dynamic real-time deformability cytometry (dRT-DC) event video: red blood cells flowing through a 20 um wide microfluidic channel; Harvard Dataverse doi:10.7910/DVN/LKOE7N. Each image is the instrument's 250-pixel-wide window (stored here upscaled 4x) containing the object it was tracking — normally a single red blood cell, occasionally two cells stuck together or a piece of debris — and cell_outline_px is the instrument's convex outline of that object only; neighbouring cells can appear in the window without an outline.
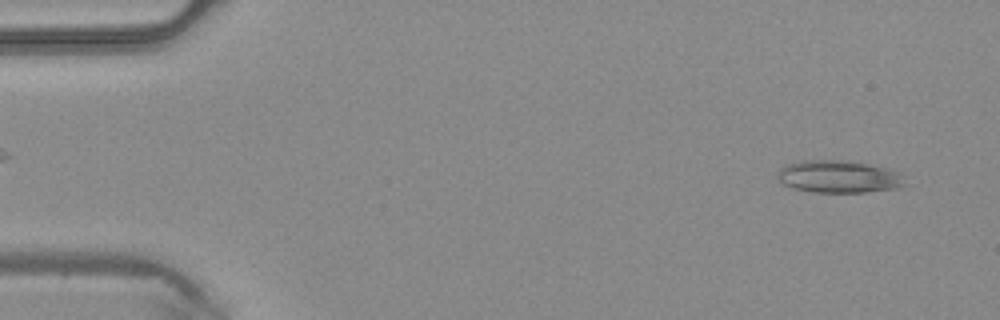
{"species": "common noctule bat (a hibernating species)", "species_latin": "Nyctalus noctula", "temperature_condition": "warm", "stored_images_in_passage": 44, "camera_frame_rate_fps": 3000, "um_per_image_px": 0.085, "animal": {"sex": "male", "body_mass_g": 20.4}, "frame": {"image": 1, "passage_image": 2, "time_ms": 0.333, "image_size_px": [1000, 320], "cell_outline_px": [[908, 184], [896, 188], [868, 192], [812, 192], [796, 188], [784, 184], [776, 180], [776, 172], [784, 164], [804, 160], [840, 160], [868, 164], [884, 168], [896, 172]], "centroid_in_image_um": [71.21, 15.01], "position_along_channel_um": 13.8, "area_um2": 23.99}}
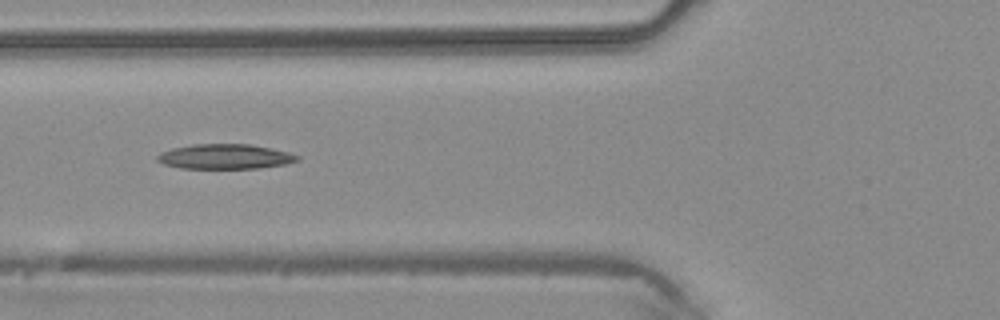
{"frame": {"image": 2, "passage_image": 16, "time_ms": 5.0, "image_size_px": [1000, 320], "cell_outline_px": [[300, 160], [284, 164], [260, 168], [180, 168], [164, 164], [156, 160], [156, 156], [172, 148], [192, 144], [248, 144], [288, 152], [300, 156]], "centroid_in_image_um": [19.12, 13.31], "position_along_channel_um": 106.7, "area_um2": 20.11}}
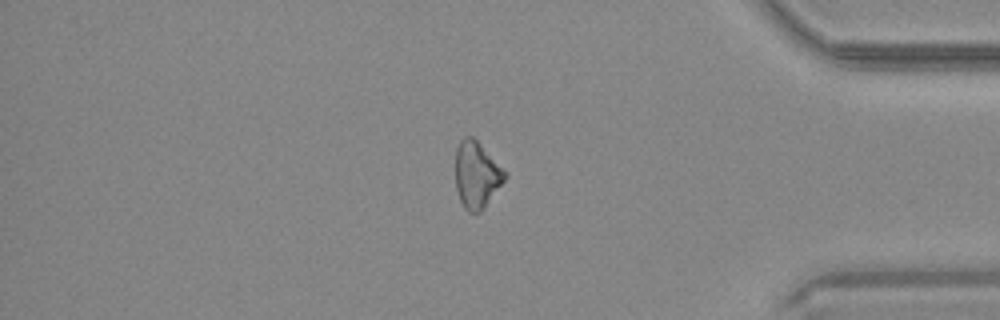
{"frame": {"image": 3, "passage_image": 37, "time_ms": 12.0, "image_size_px": [1000, 320], "cell_outline_px": [[508, 176], [484, 208], [480, 212], [468, 212], [464, 208], [460, 200], [456, 188], [456, 148], [460, 140], [464, 136], [472, 136], [508, 172]], "centroid_in_image_um": [40.53, 14.86], "position_along_channel_um": 394.7, "area_um2": 19.25}}